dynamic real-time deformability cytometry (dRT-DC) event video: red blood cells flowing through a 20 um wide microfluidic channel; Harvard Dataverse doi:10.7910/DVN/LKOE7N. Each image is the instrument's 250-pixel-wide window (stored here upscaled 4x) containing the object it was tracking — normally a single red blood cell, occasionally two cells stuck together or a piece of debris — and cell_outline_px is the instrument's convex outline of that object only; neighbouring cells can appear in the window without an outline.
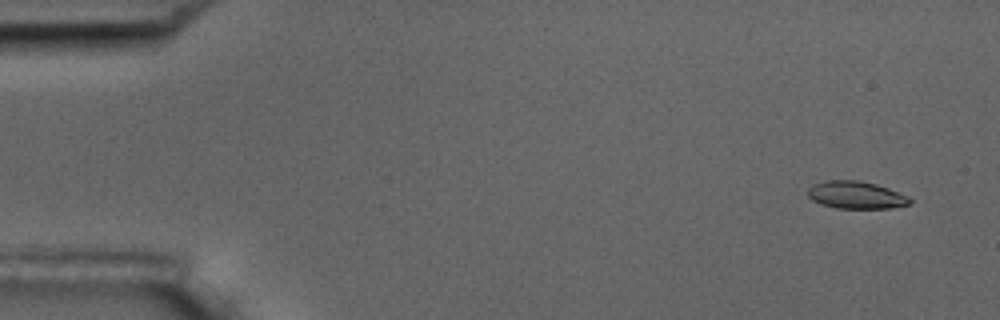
{"species": "common noctule bat (a hibernating species)", "species_latin": "Nyctalus noctula", "temperature_condition": "room temperature", "stored_images_in_passage": 6, "camera_frame_rate_fps": 3000, "um_per_image_px": 0.085, "animal": {"sex": "male", "body_mass_g": 17.5, "forearm_length_mm": 52.3}, "frame": {"image": 1, "passage_image": 2, "time_ms": 1.0, "image_size_px": [1000, 320], "cell_outline_px": [[912, 204], [888, 208], [836, 208], [820, 204], [812, 200], [808, 196], [808, 188], [812, 184], [824, 180], [856, 180], [876, 184], [888, 188], [908, 196], [912, 200]], "centroid_in_image_um": [72.74, 16.57], "position_along_channel_um": 12.3, "area_um2": 16.42}}
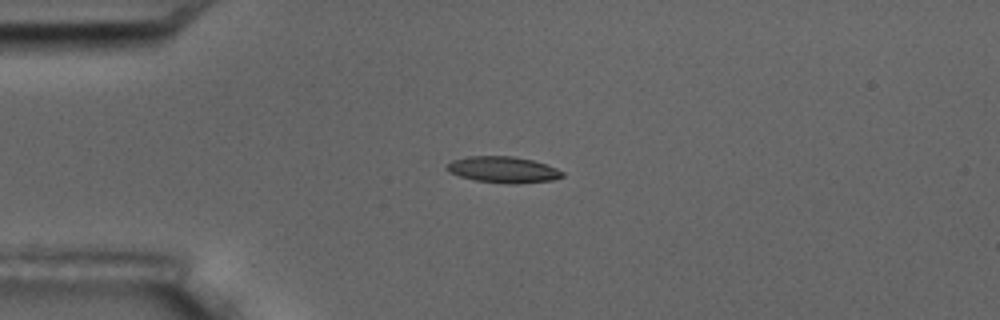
{"frame": {"image": 2, "passage_image": 5, "time_ms": 4.667, "image_size_px": [1000, 320], "cell_outline_px": [[564, 176], [552, 180], [516, 184], [508, 184], [476, 180], [460, 176], [448, 172], [444, 168], [452, 160], [468, 156], [512, 156], [532, 160], [556, 168], [564, 172]], "centroid_in_image_um": [42.75, 14.42], "position_along_channel_um": 42.3, "area_um2": 17.63}}